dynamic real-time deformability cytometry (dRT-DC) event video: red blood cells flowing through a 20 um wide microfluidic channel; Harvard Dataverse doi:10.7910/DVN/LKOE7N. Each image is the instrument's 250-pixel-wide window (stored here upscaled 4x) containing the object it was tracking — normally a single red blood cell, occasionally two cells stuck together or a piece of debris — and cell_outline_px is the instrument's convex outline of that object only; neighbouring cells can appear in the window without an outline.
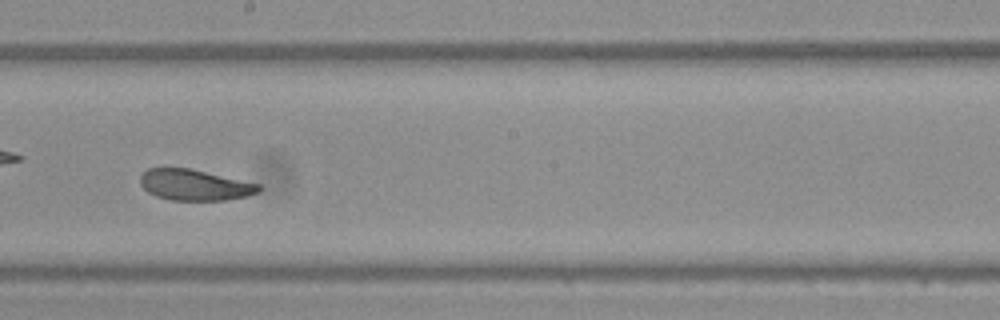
{"species": "Egyptian fruit bat (a non-hibernating species)", "species_latin": "Rousettus aegyptiacus", "temperature_condition": "warm", "stored_images_in_passage": 41, "camera_frame_rate_fps": 3000, "um_per_image_px": 0.085, "frame": {"image": 1, "passage_image": 18, "time_ms": 5.667, "image_size_px": [1000, 320], "cell_outline_px": [[264, 188], [260, 192], [248, 196], [224, 200], [172, 200], [156, 196], [148, 192], [140, 184], [140, 176], [148, 168], [192, 168], [260, 184]], "centroid_in_image_um": [16.59, 15.72], "position_along_channel_um": 231.6, "area_um2": 21.56}}
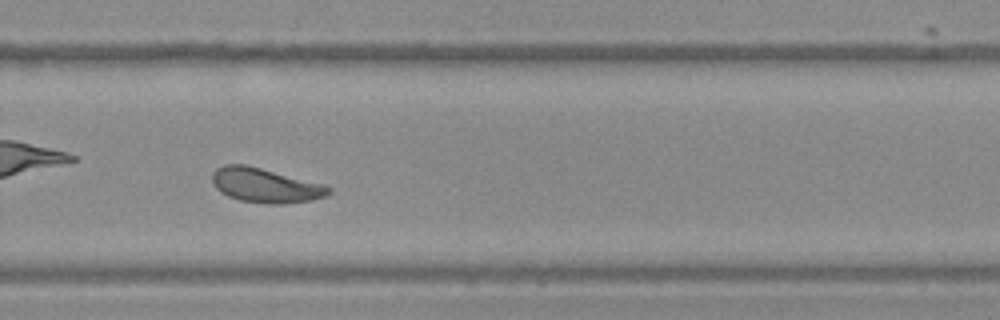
{"frame": {"image": 2, "passage_image": 24, "time_ms": 7.667, "image_size_px": [1000, 320], "cell_outline_px": [[332, 192], [328, 196], [312, 200], [284, 204], [264, 204], [240, 200], [228, 196], [220, 192], [216, 188], [212, 180], [212, 172], [216, 168], [224, 164], [244, 164], [328, 184], [332, 188]], "centroid_in_image_um": [22.61, 15.76], "position_along_channel_um": 307.2, "area_um2": 23.87}, "authors_computed_cell_mechanics": {"area_um2": 23.1778, "velocity_mm_per_s": 3.7927, "shape_relaxation_time_tau1_ms": 3.4794, "shape_relaxation_time_tau2_ms": 5.5304, "deformation_change_tau1": 0.1172, "deformation_change_tau2": 0.0909}}